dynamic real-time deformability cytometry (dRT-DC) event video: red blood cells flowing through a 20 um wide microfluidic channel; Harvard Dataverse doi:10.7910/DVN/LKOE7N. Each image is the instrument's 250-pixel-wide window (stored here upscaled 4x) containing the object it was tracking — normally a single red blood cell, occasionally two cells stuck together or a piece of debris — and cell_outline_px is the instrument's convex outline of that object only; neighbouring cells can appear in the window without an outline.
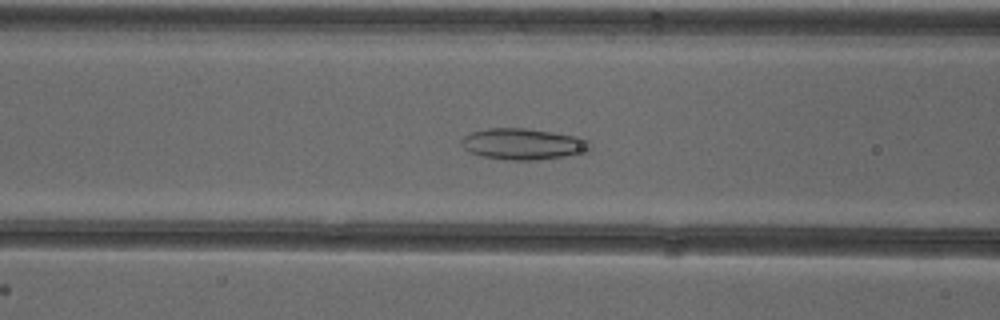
{"species": "common noctule bat (a hibernating species)", "species_latin": "Nyctalus noctula", "temperature_condition": "cold", "stored_images_in_passage": 47, "camera_frame_rate_fps": 3000, "um_per_image_px": 0.085, "animal": {"sex": "female"}, "frame": {"image": 1, "passage_image": 22, "time_ms": 7.0, "image_size_px": [1000, 320], "cell_outline_px": [[592, 148], [588, 152], [564, 156], [536, 160], [508, 160], [484, 156], [468, 152], [460, 144], [460, 140], [464, 136], [472, 132], [488, 128], [524, 128], [552, 132], [576, 136], [588, 140], [592, 144]], "centroid_in_image_um": [44.47, 12.24], "position_along_channel_um": 122.1, "area_um2": 23.47}}
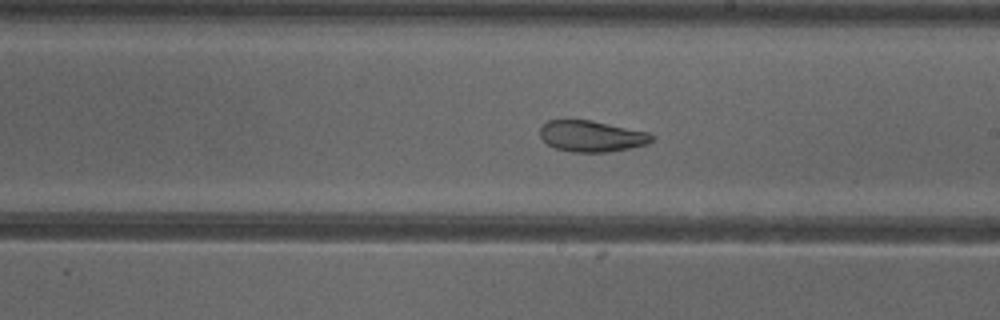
{"frame": {"image": 2, "passage_image": 31, "time_ms": 10.0, "image_size_px": [1000, 320], "cell_outline_px": [[652, 140], [648, 144], [632, 148], [608, 152], [572, 152], [556, 148], [548, 144], [540, 136], [540, 128], [548, 120], [592, 120], [648, 132], [652, 136]], "centroid_in_image_um": [50.29, 11.58], "position_along_channel_um": 238.7, "area_um2": 20.23}}
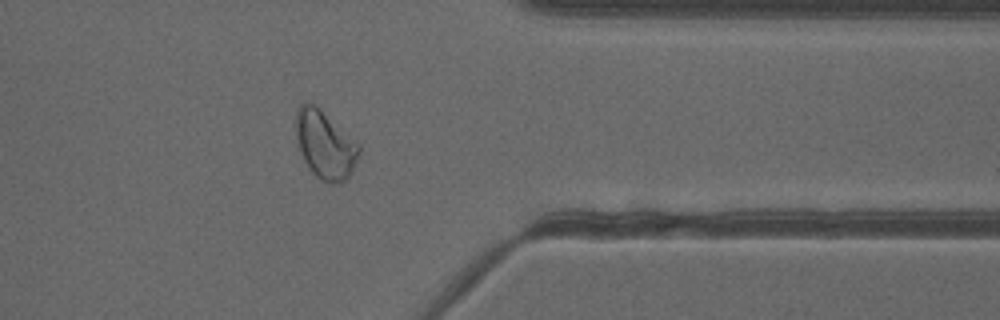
{"frame": {"image": 3, "passage_image": 43, "time_ms": 14.0, "image_size_px": [1000, 320], "cell_outline_px": [[360, 156], [352, 172], [340, 184], [332, 184], [320, 180], [308, 168], [300, 152], [296, 136], [296, 112], [300, 104], [312, 104], [320, 108], [356, 140], [360, 144]], "centroid_in_image_um": [27.66, 12.33], "position_along_channel_um": 383.7, "area_um2": 25.2}, "authors_computed_cell_mechanics": {"area_um2": 24.9118, "velocity_mm_per_s": 3.882, "shape_relaxation_time_tau1_ms": null, "shape_relaxation_time_tau2_ms": 2.2473, "deformation_change_tau1": null, "deformation_change_tau2": 0.0888}}